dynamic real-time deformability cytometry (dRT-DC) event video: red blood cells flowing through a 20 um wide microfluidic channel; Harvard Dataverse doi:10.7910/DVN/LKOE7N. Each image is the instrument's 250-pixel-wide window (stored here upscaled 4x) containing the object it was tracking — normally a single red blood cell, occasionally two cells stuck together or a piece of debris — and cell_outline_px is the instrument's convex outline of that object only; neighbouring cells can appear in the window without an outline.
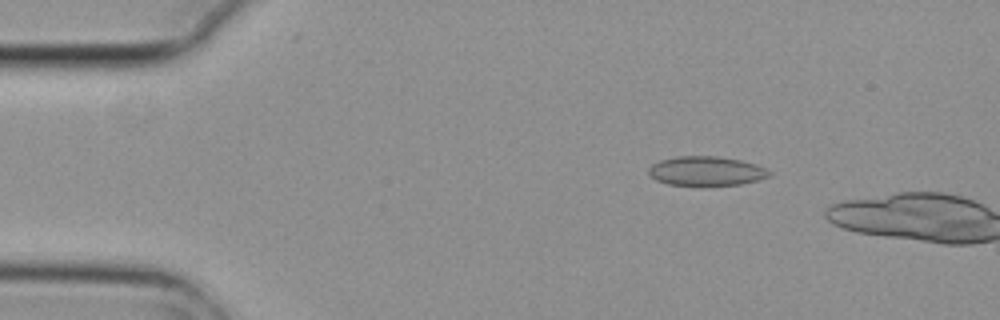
{"species": "common noctule bat (a hibernating species)", "species_latin": "Nyctalus noctula", "temperature_condition": "cold", "stored_images_in_passage": 3, "camera_frame_rate_fps": 3000, "um_per_image_px": 0.085, "animal": {"sex": "female", "body_mass_g": 29.2, "forearm_length_mm": 56.3}, "frame": {"image": 1, "passage_image": 2, "time_ms": 0.333, "image_size_px": [1000, 320], "cell_outline_px": [[772, 176], [740, 184], [700, 188], [668, 184], [656, 180], [648, 172], [648, 168], [652, 164], [660, 160], [676, 156], [716, 156], [740, 160], [756, 164], [772, 172]], "centroid_in_image_um": [60.02, 14.57], "position_along_channel_um": 25.0, "area_um2": 21.27}}